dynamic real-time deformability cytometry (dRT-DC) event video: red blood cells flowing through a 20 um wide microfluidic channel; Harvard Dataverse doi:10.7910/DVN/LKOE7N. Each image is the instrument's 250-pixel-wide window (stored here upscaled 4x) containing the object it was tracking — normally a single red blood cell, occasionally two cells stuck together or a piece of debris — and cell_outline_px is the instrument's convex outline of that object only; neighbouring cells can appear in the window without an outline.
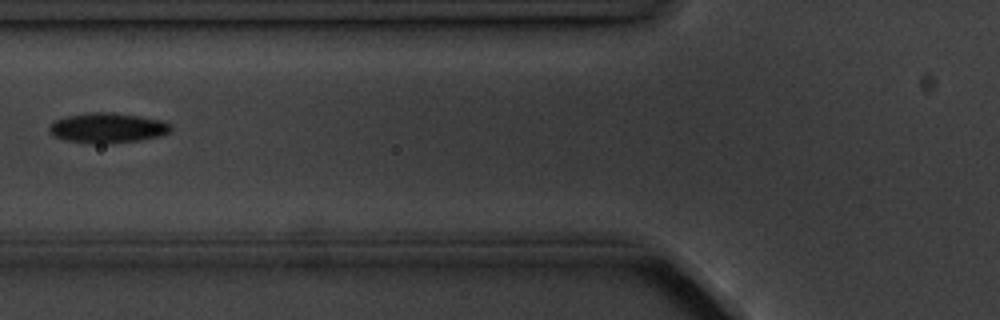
{"species": "common noctule bat (a hibernating species)", "species_latin": "Nyctalus noctula", "temperature_condition": "cold", "stored_images_in_passage": 4, "camera_frame_rate_fps": 3000, "um_per_image_px": 0.085, "animal": {"sex": "male", "body_mass_g": 20.1, "forearm_length_mm": 53.5}, "frame": {"image": 1, "passage_image": 4, "time_ms": 3.333, "image_size_px": [1000, 320], "cell_outline_px": [[172, 128], [168, 132], [160, 136], [140, 140], [112, 144], [88, 144], [64, 140], [52, 136], [48, 132], [48, 128], [56, 120], [68, 116], [88, 112], [108, 112], [140, 116], [164, 120], [172, 124]], "centroid_in_image_um": [9.14, 10.89], "position_along_channel_um": 116.7, "area_um2": 21.68}}